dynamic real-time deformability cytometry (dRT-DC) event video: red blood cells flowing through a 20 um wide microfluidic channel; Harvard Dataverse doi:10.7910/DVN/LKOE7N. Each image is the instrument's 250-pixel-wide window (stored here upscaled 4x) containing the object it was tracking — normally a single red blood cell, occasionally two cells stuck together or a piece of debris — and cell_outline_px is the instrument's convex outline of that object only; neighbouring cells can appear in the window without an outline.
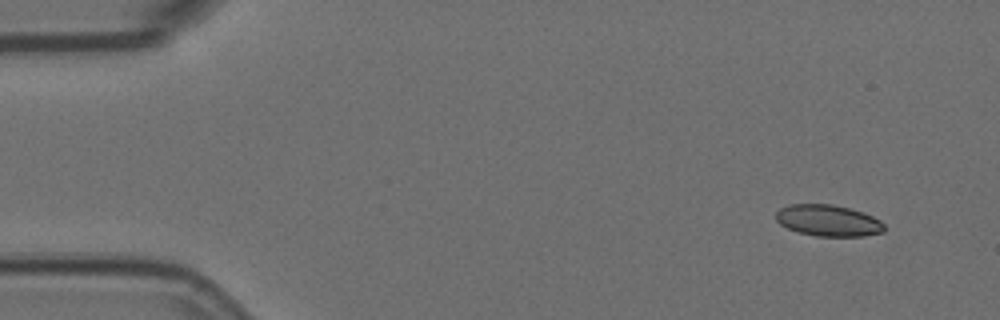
{"species": "Egyptian fruit bat (a non-hibernating species)", "species_latin": "Rousettus aegyptiacus", "temperature_condition": "room temperature", "stored_images_in_passage": 5, "camera_frame_rate_fps": 3000, "um_per_image_px": 0.085, "animal": {"sex": "female"}, "frame": {"image": 1, "passage_image": 1, "time_ms": 0.0, "image_size_px": [1000, 320], "cell_outline_px": [[884, 232], [864, 236], [816, 236], [796, 232], [780, 224], [776, 220], [776, 212], [780, 208], [788, 204], [832, 204], [864, 212], [880, 220], [884, 224]], "centroid_in_image_um": [70.39, 18.75], "position_along_channel_um": 14.6, "area_um2": 19.94}}
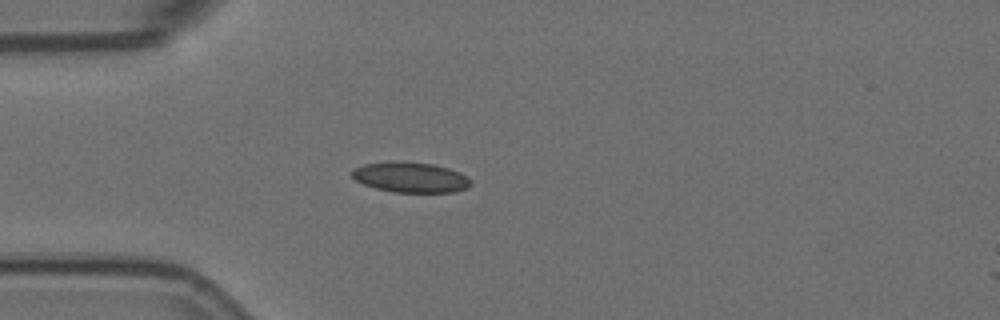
{"frame": {"image": 2, "passage_image": 4, "time_ms": 1.0, "image_size_px": [1000, 320], "cell_outline_px": [[472, 184], [468, 188], [452, 192], [392, 192], [376, 188], [364, 184], [356, 180], [352, 176], [352, 172], [356, 168], [364, 164], [392, 160], [400, 160], [432, 164], [448, 168], [460, 172], [468, 176], [472, 180]], "centroid_in_image_um": [34.93, 15.06], "position_along_channel_um": 50.1, "area_um2": 21.21}}